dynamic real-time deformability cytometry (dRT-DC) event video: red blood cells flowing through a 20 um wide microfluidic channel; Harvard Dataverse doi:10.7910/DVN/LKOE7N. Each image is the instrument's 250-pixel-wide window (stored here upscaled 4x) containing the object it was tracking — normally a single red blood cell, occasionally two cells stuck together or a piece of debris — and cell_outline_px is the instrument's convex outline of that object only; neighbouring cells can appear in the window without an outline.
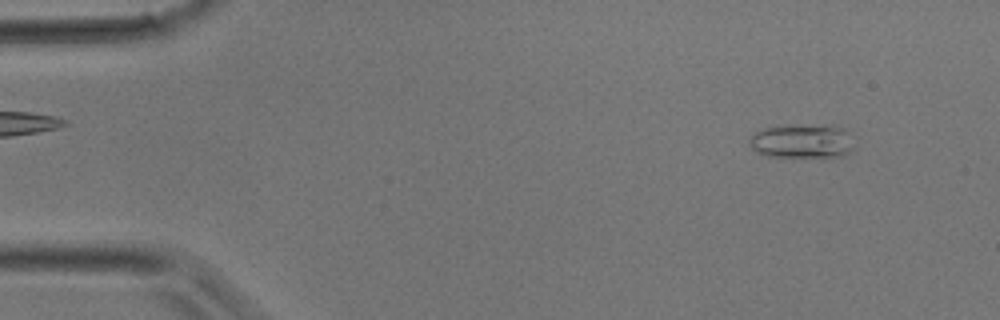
{"species": "common noctule bat (a hibernating species)", "species_latin": "Nyctalus noctula", "temperature_condition": "room temperature", "stored_images_in_passage": 36, "camera_frame_rate_fps": 3000, "um_per_image_px": 0.085, "animal": {"sex": "male", "body_mass_g": 17.9}, "frame": {"image": 1, "passage_image": 3, "time_ms": 0.667, "image_size_px": [1000, 320], "cell_outline_px": [[860, 136], [856, 148], [840, 156], [764, 156], [756, 152], [752, 148], [748, 140], [756, 132], [764, 128], [776, 124], [836, 124]], "centroid_in_image_um": [68.33, 11.94], "position_along_channel_um": 16.7, "area_um2": 22.14}}
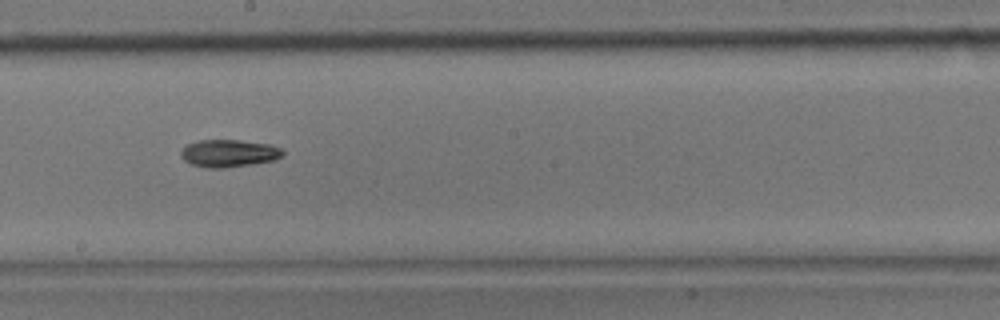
{"frame": {"image": 2, "passage_image": 20, "time_ms": 6.333, "image_size_px": [1000, 320], "cell_outline_px": [[284, 152], [280, 156], [272, 160], [252, 164], [224, 168], [204, 168], [192, 164], [184, 160], [180, 156], [180, 152], [188, 144], [200, 140], [240, 140], [268, 144], [280, 148]], "centroid_in_image_um": [19.41, 13.03], "position_along_channel_um": 228.8, "area_um2": 16.13}}
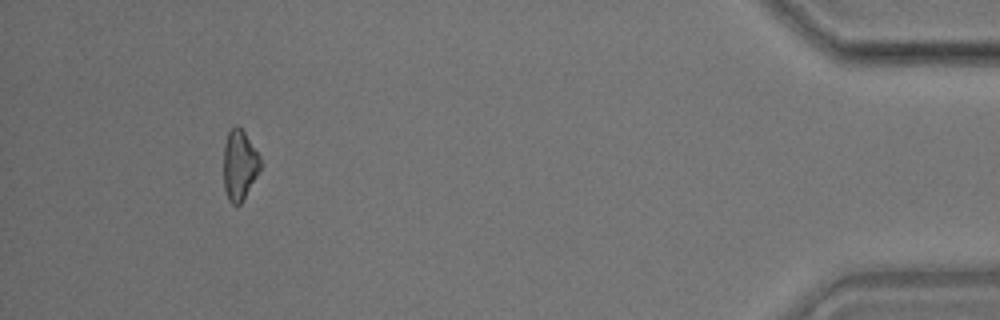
{"frame": {"image": 3, "passage_image": 34, "time_ms": 11.0, "image_size_px": [1000, 320], "cell_outline_px": [[264, 164], [240, 204], [232, 204], [228, 200], [224, 188], [224, 144], [228, 132], [236, 124], [244, 132], [260, 156]], "centroid_in_image_um": [20.37, 14.03], "position_along_channel_um": 414.8, "area_um2": 15.09}}